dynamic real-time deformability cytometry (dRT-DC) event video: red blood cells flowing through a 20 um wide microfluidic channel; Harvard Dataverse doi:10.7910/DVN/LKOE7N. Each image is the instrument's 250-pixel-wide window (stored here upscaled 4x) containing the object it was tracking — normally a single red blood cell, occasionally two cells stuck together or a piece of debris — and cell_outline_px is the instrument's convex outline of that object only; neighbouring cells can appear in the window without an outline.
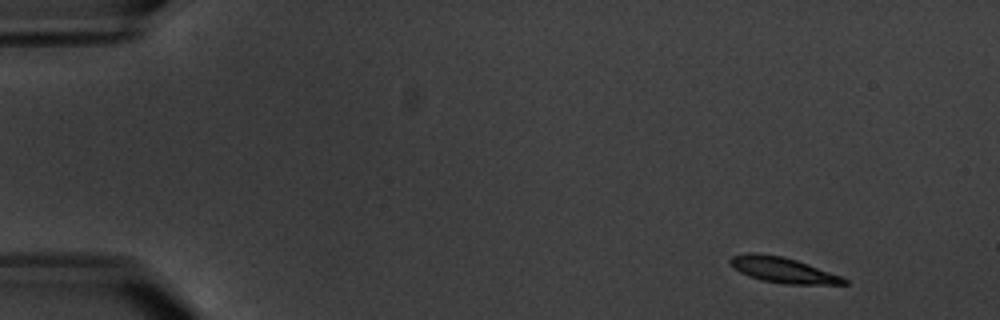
{"species": "common noctule bat (a hibernating species)", "species_latin": "Nyctalus noctula", "temperature_condition": "warm", "stored_images_in_passage": 5, "camera_frame_rate_fps": 3000, "um_per_image_px": 0.085, "animal": {"sex": "male", "body_mass_g": 20.1, "forearm_length_mm": 53.5}, "frame": {"image": 1, "passage_image": 1, "time_ms": 0.0, "image_size_px": [1000, 320], "cell_outline_px": [[848, 284], [784, 284], [764, 280], [748, 276], [732, 268], [728, 264], [728, 260], [732, 256], [748, 252], [756, 252], [780, 256], [796, 260], [808, 264], [840, 276], [848, 280]], "centroid_in_image_um": [66.47, 22.94], "position_along_channel_um": 18.5, "area_um2": 16.88}}
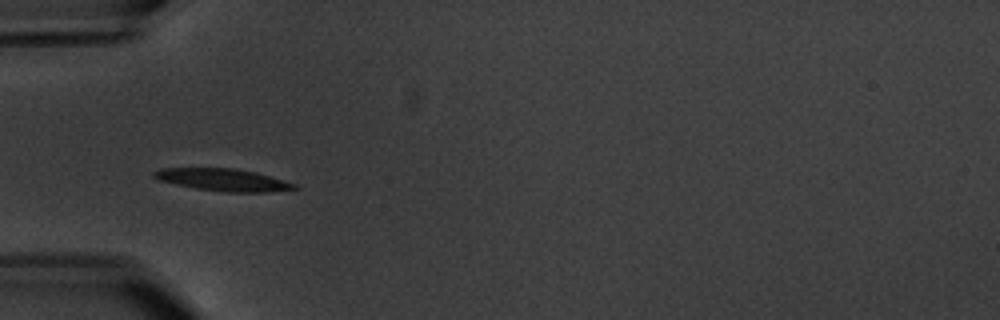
{"frame": {"image": 2, "passage_image": 4, "time_ms": 4.667, "image_size_px": [1000, 320], "cell_outline_px": [[300, 188], [268, 192], [224, 192], [196, 188], [156, 180], [152, 176], [152, 172], [160, 168], [232, 168], [252, 172], [268, 176], [296, 184]], "centroid_in_image_um": [18.89, 15.29], "position_along_channel_um": 66.1, "area_um2": 18.03}}